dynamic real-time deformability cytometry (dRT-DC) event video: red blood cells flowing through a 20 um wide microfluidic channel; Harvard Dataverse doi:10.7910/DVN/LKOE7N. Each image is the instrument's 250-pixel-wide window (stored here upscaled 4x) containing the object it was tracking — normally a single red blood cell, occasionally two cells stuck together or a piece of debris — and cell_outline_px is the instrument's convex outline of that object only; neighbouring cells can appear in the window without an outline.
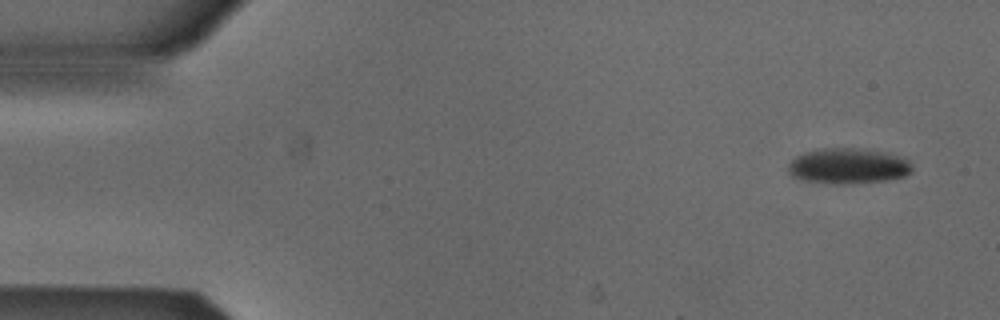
{"species": "Egyptian fruit bat (a non-hibernating species)", "species_latin": "Rousettus aegyptiacus", "temperature_condition": "cold", "stored_images_in_passage": 6, "camera_frame_rate_fps": 3000, "um_per_image_px": 0.085, "animal": {"sex": "male"}, "frame": {"image": 1, "passage_image": 1, "time_ms": 0.0, "image_size_px": [1000, 320], "cell_outline_px": [[912, 172], [904, 176], [884, 180], [848, 184], [824, 184], [792, 176], [788, 172], [788, 164], [796, 156], [804, 152], [824, 148], [864, 148], [888, 152], [904, 156], [912, 164]], "centroid_in_image_um": [72.13, 14.1], "position_along_channel_um": 12.9, "area_um2": 26.01}}
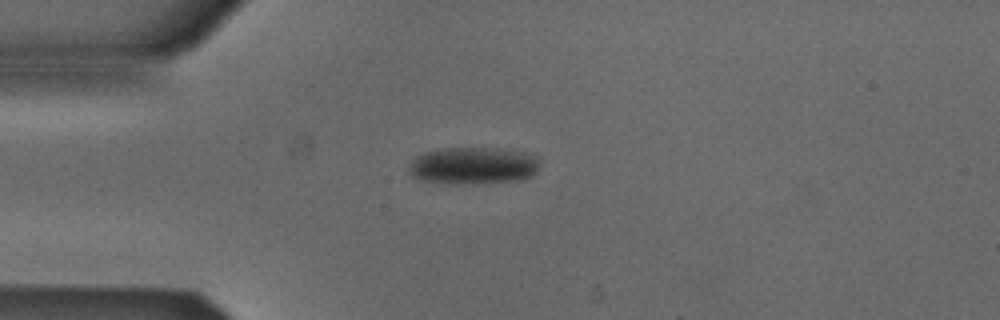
{"frame": {"image": 2, "passage_image": 4, "time_ms": 1.0, "image_size_px": [1000, 320], "cell_outline_px": [[540, 156], [536, 172], [520, 180], [464, 184], [448, 184], [424, 180], [412, 176], [408, 168], [412, 160], [416, 156], [424, 152], [444, 148], [496, 148], [524, 152]], "centroid_in_image_um": [40.22, 14.07], "position_along_channel_um": 44.8, "area_um2": 28.32}}
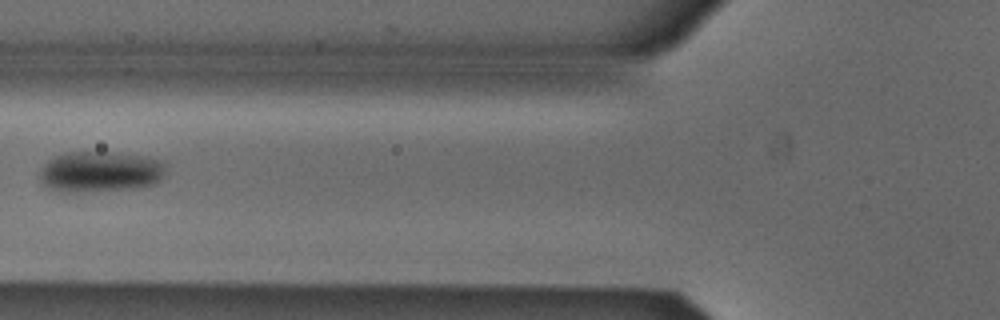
{"frame": {"image": 3, "passage_image": 6, "time_ms": 1.667, "image_size_px": [1000, 320], "cell_outline_px": [[164, 176], [156, 184], [136, 188], [76, 192], [60, 192], [48, 188], [40, 180], [40, 168], [48, 160], [64, 152], [108, 152], [148, 156], [164, 160]], "centroid_in_image_um": [8.53, 14.59], "position_along_channel_um": 117.3, "area_um2": 30.35}}